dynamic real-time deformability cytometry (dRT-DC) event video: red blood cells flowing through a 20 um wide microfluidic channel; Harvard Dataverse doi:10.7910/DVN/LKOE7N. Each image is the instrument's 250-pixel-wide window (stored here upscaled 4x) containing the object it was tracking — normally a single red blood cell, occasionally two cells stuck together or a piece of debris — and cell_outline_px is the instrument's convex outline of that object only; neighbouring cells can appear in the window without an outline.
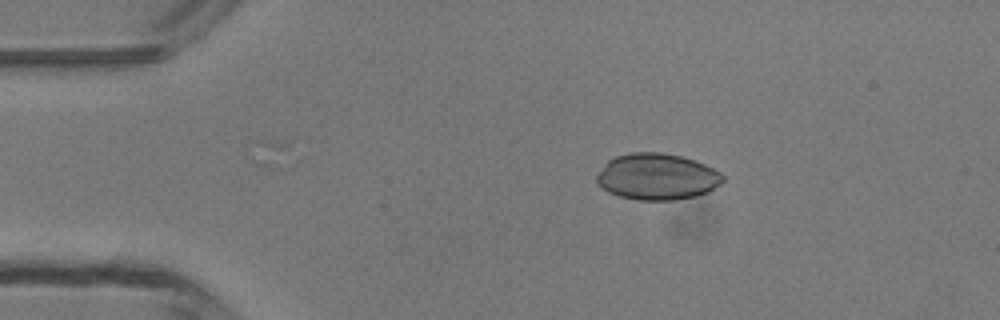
{"species": "common noctule bat (a hibernating species)", "species_latin": "Nyctalus noctula", "temperature_condition": "room temperature", "stored_images_in_passage": 5, "camera_frame_rate_fps": 3000, "um_per_image_px": 0.085, "animal": {"sex": "male", "body_mass_g": 13.3}, "frame": {"image": 1, "passage_image": 3, "time_ms": 2.333, "image_size_px": [1000, 320], "cell_outline_px": [[724, 180], [720, 184], [708, 192], [696, 196], [676, 200], [636, 200], [620, 196], [608, 192], [600, 188], [596, 184], [596, 176], [604, 164], [608, 160], [616, 156], [632, 152], [660, 152], [680, 156], [696, 160], [720, 172], [724, 176]], "centroid_in_image_um": [55.83, 15.02], "position_along_channel_um": 29.2, "area_um2": 34.33}}